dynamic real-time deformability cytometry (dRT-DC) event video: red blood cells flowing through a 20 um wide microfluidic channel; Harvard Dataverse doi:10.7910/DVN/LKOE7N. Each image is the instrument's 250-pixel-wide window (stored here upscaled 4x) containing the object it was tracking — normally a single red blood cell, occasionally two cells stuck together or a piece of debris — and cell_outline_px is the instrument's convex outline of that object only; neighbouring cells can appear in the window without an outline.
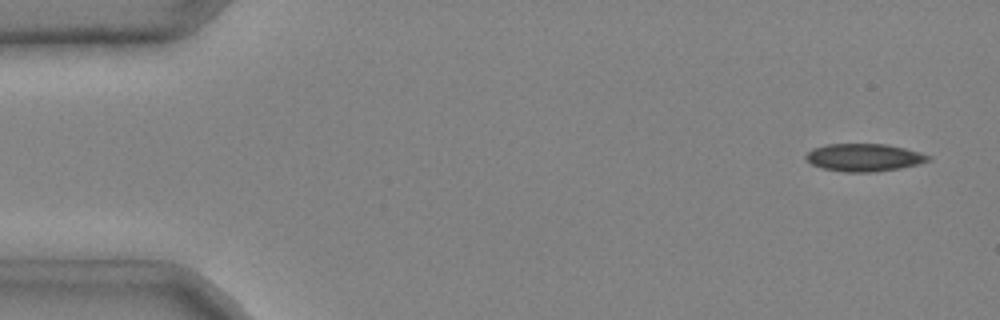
{"species": "common noctule bat (a hibernating species)", "species_latin": "Nyctalus noctula", "temperature_condition": "cold", "stored_images_in_passage": 4, "camera_frame_rate_fps": 3000, "um_per_image_px": 0.085, "animal": {"sex": "male", "body_mass_g": 20.4}, "frame": {"image": 1, "passage_image": 1, "time_ms": 0.0, "image_size_px": [1000, 320], "cell_outline_px": [[932, 156], [928, 160], [916, 164], [900, 168], [872, 172], [844, 172], [824, 168], [812, 164], [804, 156], [812, 148], [828, 144], [884, 144], [904, 148], [920, 152]], "centroid_in_image_um": [73.43, 13.38], "position_along_channel_um": 11.6, "area_um2": 19.48}}